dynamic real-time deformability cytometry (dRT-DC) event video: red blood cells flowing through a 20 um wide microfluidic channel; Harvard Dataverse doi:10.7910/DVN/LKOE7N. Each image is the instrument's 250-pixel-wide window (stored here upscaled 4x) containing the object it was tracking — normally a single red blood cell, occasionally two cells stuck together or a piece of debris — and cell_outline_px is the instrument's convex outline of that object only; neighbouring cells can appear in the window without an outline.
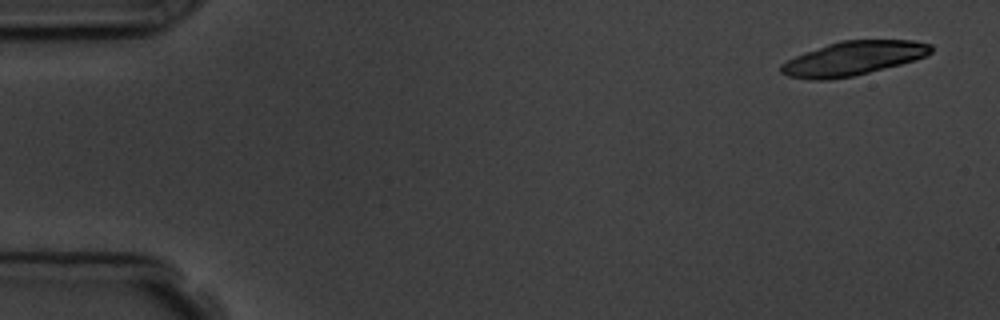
{"species": "common noctule bat (a hibernating species)", "species_latin": "Nyctalus noctula", "temperature_condition": "room temperature", "stored_images_in_passage": 3, "camera_frame_rate_fps": 3000, "um_per_image_px": 0.085, "animal": {"sex": "male", "body_mass_g": 19.5, "forearm_length_mm": 54.6}, "frame": {"image": 1, "passage_image": 1, "time_ms": 0.0, "image_size_px": [1000, 320], "cell_outline_px": [[932, 52], [916, 60], [852, 76], [828, 80], [812, 80], [788, 76], [780, 72], [780, 64], [804, 52], [840, 40], [912, 40], [932, 44]], "centroid_in_image_um": [72.51, 4.96], "position_along_channel_um": 12.5, "area_um2": 29.59}}